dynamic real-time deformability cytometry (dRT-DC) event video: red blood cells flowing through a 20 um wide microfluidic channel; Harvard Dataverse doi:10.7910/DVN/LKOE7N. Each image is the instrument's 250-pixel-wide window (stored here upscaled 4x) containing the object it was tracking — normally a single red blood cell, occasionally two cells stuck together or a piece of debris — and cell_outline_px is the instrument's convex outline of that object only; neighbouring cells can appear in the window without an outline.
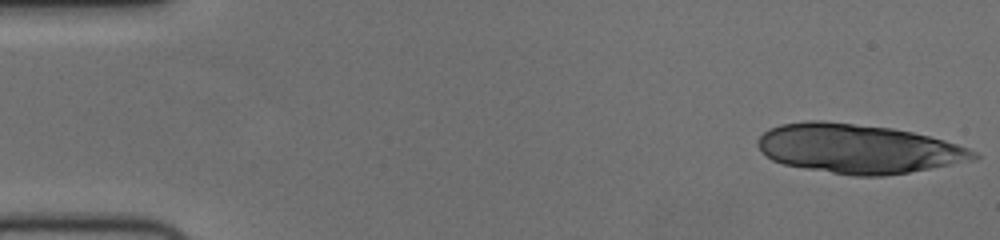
{"species": "human", "species_latin": "Homo sapiens", "temperature_condition": "cold", "stored_images_in_passage": 17, "camera_frame_rate_fps": 3000, "um_per_image_px": 0.085, "donor": {"sex": "female"}, "frame": {"image": 1, "passage_image": 1, "time_ms": 0.0, "image_size_px": [1000, 240], "cell_outline_px": [[980, 156], [976, 160], [908, 172], [884, 176], [852, 176], [804, 168], [784, 164], [772, 160], [756, 144], [756, 140], [768, 128], [780, 124], [808, 120], [824, 120], [892, 128], [912, 132], [944, 140], [968, 148], [976, 152]], "centroid_in_image_um": [72.93, 12.63], "position_along_channel_um": 12.1, "area_um2": 61.9}}